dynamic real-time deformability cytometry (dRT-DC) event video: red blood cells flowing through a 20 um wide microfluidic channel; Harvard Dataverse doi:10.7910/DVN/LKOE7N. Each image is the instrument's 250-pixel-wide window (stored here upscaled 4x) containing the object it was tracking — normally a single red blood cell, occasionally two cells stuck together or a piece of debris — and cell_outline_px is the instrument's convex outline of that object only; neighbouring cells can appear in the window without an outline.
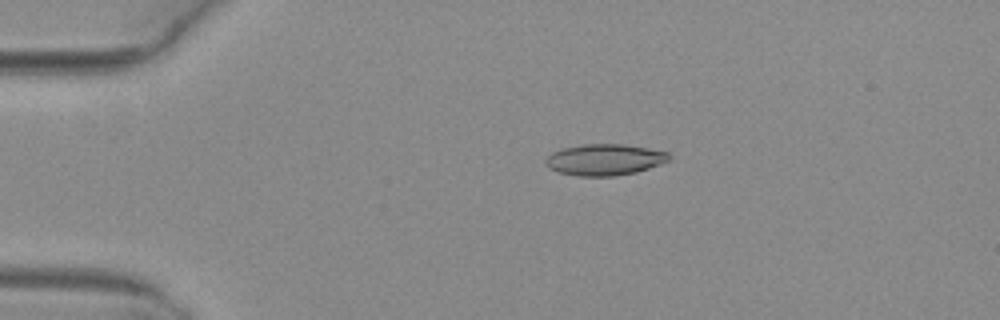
{"species": "common noctule bat (a hibernating species)", "species_latin": "Nyctalus noctula", "temperature_condition": "warm", "stored_images_in_passage": 41, "camera_frame_rate_fps": 3000, "um_per_image_px": 0.085, "animal": {"sex": "female", "body_mass_g": 29.2, "forearm_length_mm": 56.3}, "frame": {"image": 1, "passage_image": 1, "time_ms": 0.0, "image_size_px": [1000, 320], "cell_outline_px": [[672, 156], [668, 160], [660, 164], [636, 172], [612, 176], [576, 176], [560, 172], [548, 168], [544, 164], [544, 160], [552, 152], [560, 148], [584, 144], [624, 144], [648, 148], [668, 152]], "centroid_in_image_um": [51.36, 13.56], "position_along_channel_um": 33.6, "area_um2": 22.6}}
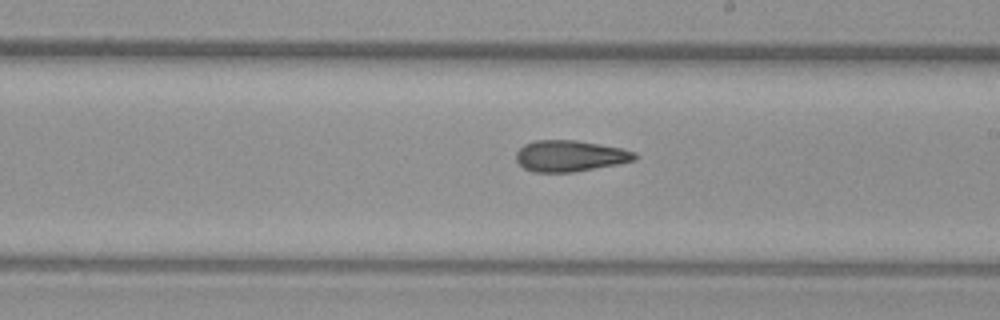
{"frame": {"image": 2, "passage_image": 20, "time_ms": 6.333, "image_size_px": [1000, 320], "cell_outline_px": [[636, 160], [616, 164], [572, 172], [532, 172], [524, 168], [516, 160], [516, 152], [524, 144], [536, 140], [576, 140], [600, 144], [620, 148], [636, 152]], "centroid_in_image_um": [48.42, 13.25], "position_along_channel_um": 240.6, "area_um2": 21.44}}
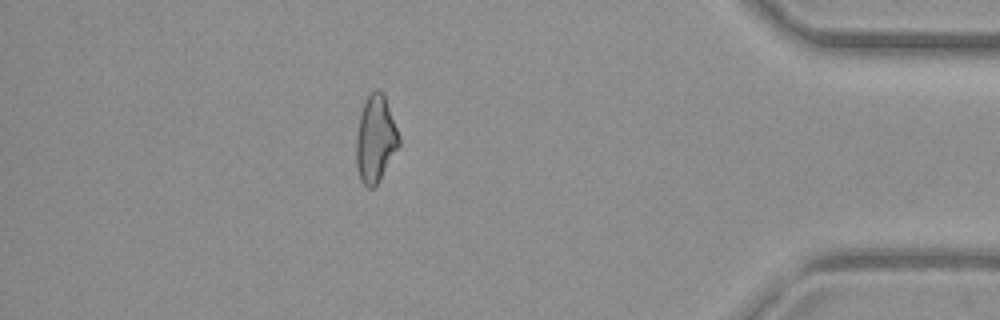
{"frame": {"image": 3, "passage_image": 35, "time_ms": 11.333, "image_size_px": [1000, 320], "cell_outline_px": [[400, 144], [380, 180], [372, 188], [368, 188], [360, 180], [356, 168], [356, 136], [360, 112], [364, 100], [376, 88], [384, 96], [400, 136]], "centroid_in_image_um": [31.9, 11.84], "position_along_channel_um": 403.3, "area_um2": 21.62}, "authors_computed_cell_mechanics": {"area_um2": 21.8484, "velocity_mm_per_s": 4.0963, "shape_relaxation_time_tau1_ms": null, "shape_relaxation_time_tau2_ms": 3.677, "deformation_change_tau1": null, "deformation_change_tau2": 0.1278}}